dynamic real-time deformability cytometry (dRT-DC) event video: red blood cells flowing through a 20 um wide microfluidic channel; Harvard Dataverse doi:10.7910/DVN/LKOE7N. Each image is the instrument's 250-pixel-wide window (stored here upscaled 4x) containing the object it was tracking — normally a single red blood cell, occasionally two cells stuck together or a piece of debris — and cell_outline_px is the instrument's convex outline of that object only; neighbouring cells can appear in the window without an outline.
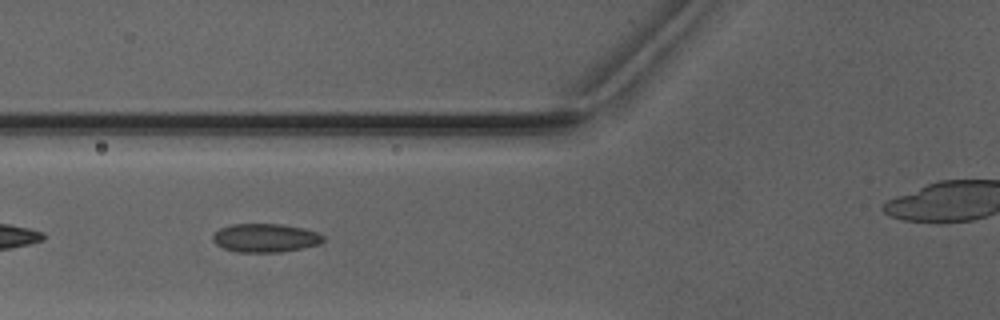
{"species": "Egyptian fruit bat (a non-hibernating species)", "species_latin": "Rousettus aegyptiacus", "temperature_condition": "warm", "stored_images_in_passage": 7, "camera_frame_rate_fps": 3000, "um_per_image_px": 0.085, "animal": {"sex": "male"}, "frame": {"image": 1, "passage_image": 5, "time_ms": 5.333, "image_size_px": [1000, 320], "cell_outline_px": [[324, 240], [320, 244], [304, 248], [280, 252], [236, 252], [224, 248], [216, 244], [212, 240], [212, 232], [220, 228], [232, 224], [280, 224], [304, 228], [316, 232], [324, 236]], "centroid_in_image_um": [22.54, 20.22], "position_along_channel_um": 103.3, "area_um2": 18.55}}
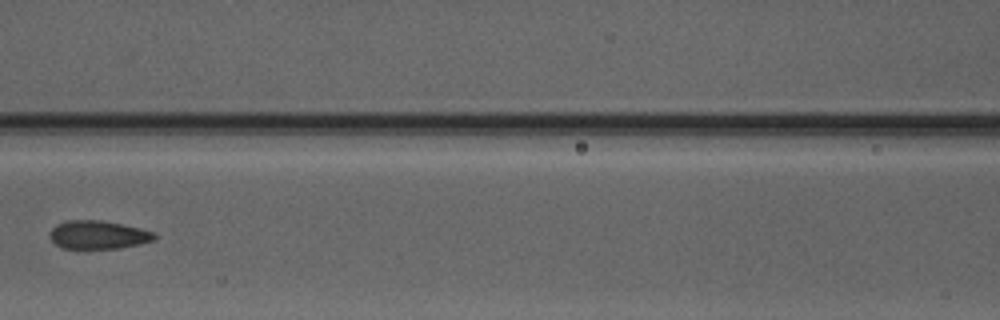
{"frame": {"image": 2, "passage_image": 6, "time_ms": 6.667, "image_size_px": [1000, 320], "cell_outline_px": [[156, 240], [140, 244], [120, 248], [64, 248], [56, 244], [48, 236], [48, 232], [56, 224], [64, 220], [100, 220], [140, 228], [152, 232], [156, 236]], "centroid_in_image_um": [8.31, 19.95], "position_along_channel_um": 158.3, "area_um2": 17.28}}
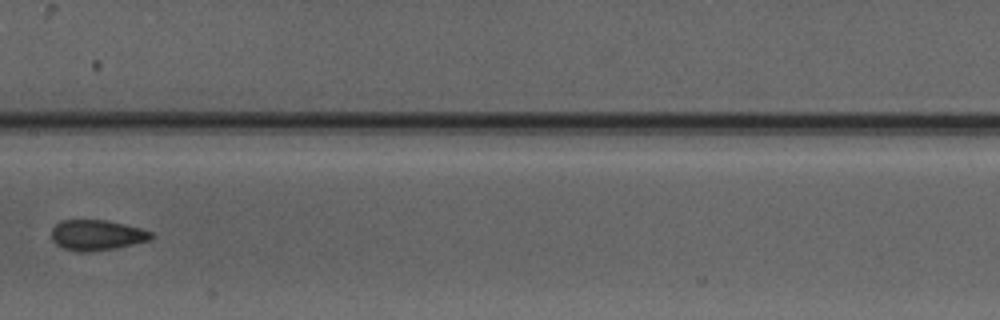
{"frame": {"image": 3, "passage_image": 7, "time_ms": 7.667, "image_size_px": [1000, 320], "cell_outline_px": [[156, 236], [148, 240], [132, 244], [112, 248], [88, 252], [80, 252], [64, 248], [56, 244], [52, 240], [52, 228], [60, 220], [104, 220], [124, 224], [140, 228], [152, 232]], "centroid_in_image_um": [8.21, 19.97], "position_along_channel_um": 199.2, "area_um2": 17.51}}